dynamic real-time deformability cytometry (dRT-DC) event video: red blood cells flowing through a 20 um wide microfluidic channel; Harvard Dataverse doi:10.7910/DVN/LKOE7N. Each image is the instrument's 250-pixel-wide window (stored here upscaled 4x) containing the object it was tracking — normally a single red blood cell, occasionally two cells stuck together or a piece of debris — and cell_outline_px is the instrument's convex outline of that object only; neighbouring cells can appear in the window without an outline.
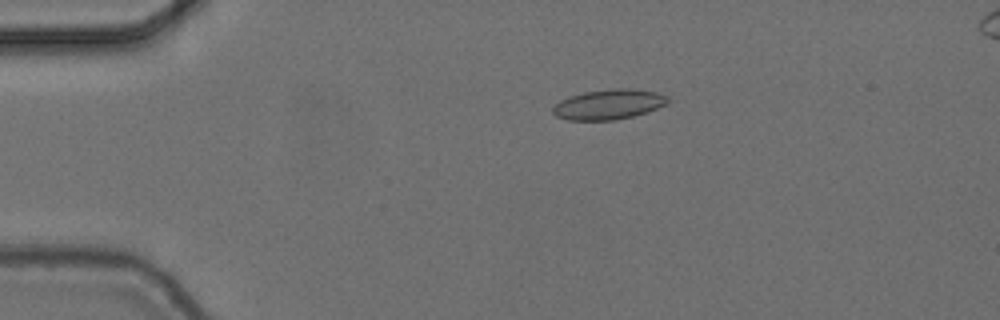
{"species": "common noctule bat (a hibernating species)", "species_latin": "Nyctalus noctula", "temperature_condition": "cold", "stored_images_in_passage": 56, "camera_frame_rate_fps": 3000, "um_per_image_px": 0.085, "animal": {"sex": "female", "body_mass_g": 24.6, "forearm_length_mm": 56.2}, "frame": {"image": 1, "passage_image": 12, "time_ms": 3.667, "image_size_px": [1000, 320], "cell_outline_px": [[672, 100], [668, 104], [632, 116], [616, 120], [568, 120], [556, 116], [552, 112], [552, 108], [560, 100], [568, 96], [584, 92], [616, 88], [628, 88], [656, 92], [668, 96]], "centroid_in_image_um": [51.74, 8.87], "position_along_channel_um": 33.3, "area_um2": 20.17}}
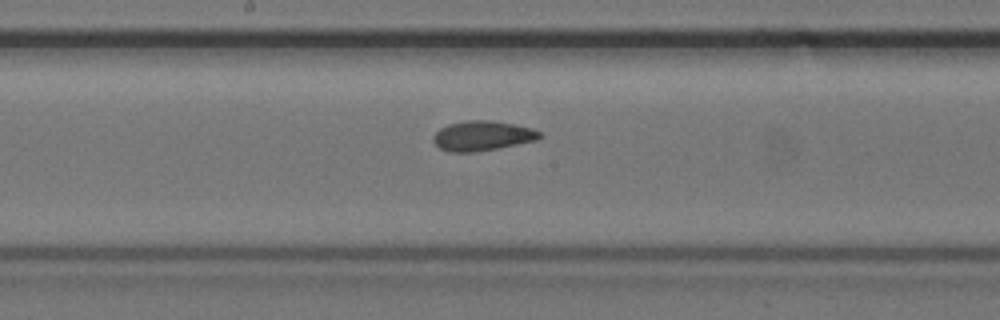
{"frame": {"image": 2, "passage_image": 30, "time_ms": 9.667, "image_size_px": [1000, 320], "cell_outline_px": [[544, 136], [536, 140], [476, 152], [448, 152], [440, 148], [432, 140], [432, 136], [440, 128], [448, 124], [468, 120], [492, 120], [516, 124], [540, 132]], "centroid_in_image_um": [40.97, 11.54], "position_along_channel_um": 207.2, "area_um2": 18.44}}
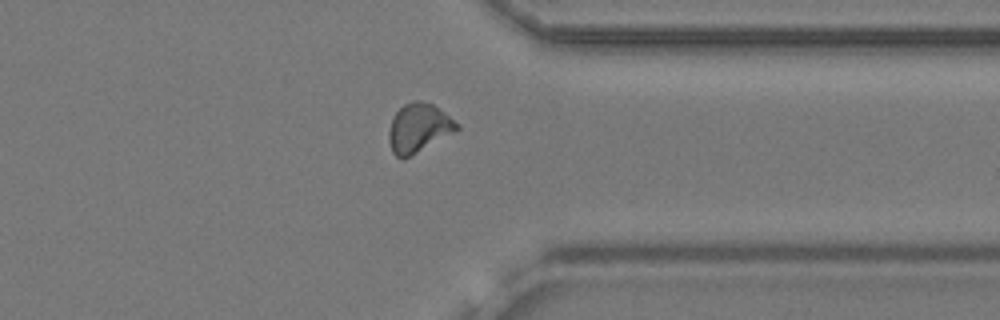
{"frame": {"image": 3, "passage_image": 44, "time_ms": 14.333, "image_size_px": [1000, 320], "cell_outline_px": [[460, 128], [416, 152], [400, 160], [392, 152], [388, 140], [388, 132], [392, 116], [404, 104], [412, 100], [420, 100], [432, 104], [444, 112], [460, 124]], "centroid_in_image_um": [35.54, 10.85], "position_along_channel_um": 375.9, "area_um2": 19.13}, "authors_computed_cell_mechanics": {"area_um2": 18.5538, "velocity_mm_per_s": 3.696, "shape_relaxation_time_tau1_ms": 3.249, "shape_relaxation_time_tau2_ms": 2.8891, "deformation_change_tau1": 0.0851, "deformation_change_tau2": 0.0672}}